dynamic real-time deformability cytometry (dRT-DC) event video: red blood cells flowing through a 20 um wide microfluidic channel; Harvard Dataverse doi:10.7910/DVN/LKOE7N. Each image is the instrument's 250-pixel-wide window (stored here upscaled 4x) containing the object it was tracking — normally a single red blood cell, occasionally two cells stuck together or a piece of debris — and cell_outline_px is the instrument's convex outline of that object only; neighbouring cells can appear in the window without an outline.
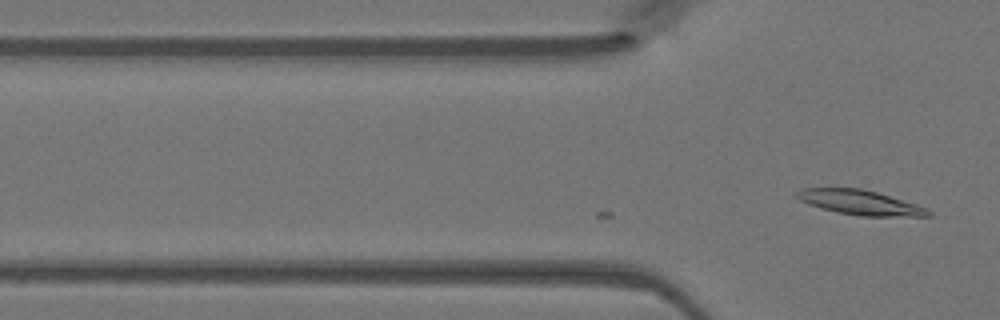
{"species": "Egyptian fruit bat (a non-hibernating species)", "species_latin": "Rousettus aegyptiacus", "temperature_condition": "warm", "stored_images_in_passage": 11, "camera_frame_rate_fps": 3000, "um_per_image_px": 0.085, "animal": {"sex": "female"}, "frame": {"image": 1, "passage_image": 11, "time_ms": 3.333, "image_size_px": [1000, 320], "cell_outline_px": [[932, 216], [860, 216], [836, 212], [808, 204], [800, 200], [796, 196], [796, 192], [800, 188], [860, 188], [876, 192], [916, 204], [928, 208], [932, 212]], "centroid_in_image_um": [73.11, 17.21], "position_along_channel_um": 52.7, "area_um2": 18.84}}